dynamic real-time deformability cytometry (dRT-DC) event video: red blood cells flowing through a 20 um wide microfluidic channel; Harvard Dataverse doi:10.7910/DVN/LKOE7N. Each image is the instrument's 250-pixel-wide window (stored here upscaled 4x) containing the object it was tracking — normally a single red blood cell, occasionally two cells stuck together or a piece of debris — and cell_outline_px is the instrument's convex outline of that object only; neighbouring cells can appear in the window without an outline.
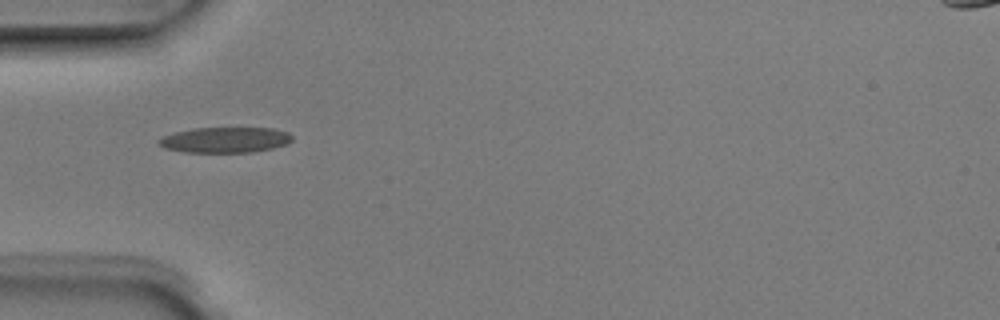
{"species": "Egyptian fruit bat (a non-hibernating species)", "species_latin": "Rousettus aegyptiacus", "temperature_condition": "room temperature", "stored_images_in_passage": 4, "camera_frame_rate_fps": 3000, "um_per_image_px": 0.085, "animal": {"sex": "male"}, "frame": {"image": 1, "passage_image": 4, "time_ms": 1.0, "image_size_px": [1000, 320], "cell_outline_px": [[292, 140], [288, 144], [272, 148], [252, 152], [184, 152], [164, 148], [156, 144], [156, 140], [164, 136], [176, 132], [192, 128], [272, 128], [288, 132], [292, 136]], "centroid_in_image_um": [19.12, 11.89], "position_along_channel_um": 65.9, "area_um2": 19.94}}